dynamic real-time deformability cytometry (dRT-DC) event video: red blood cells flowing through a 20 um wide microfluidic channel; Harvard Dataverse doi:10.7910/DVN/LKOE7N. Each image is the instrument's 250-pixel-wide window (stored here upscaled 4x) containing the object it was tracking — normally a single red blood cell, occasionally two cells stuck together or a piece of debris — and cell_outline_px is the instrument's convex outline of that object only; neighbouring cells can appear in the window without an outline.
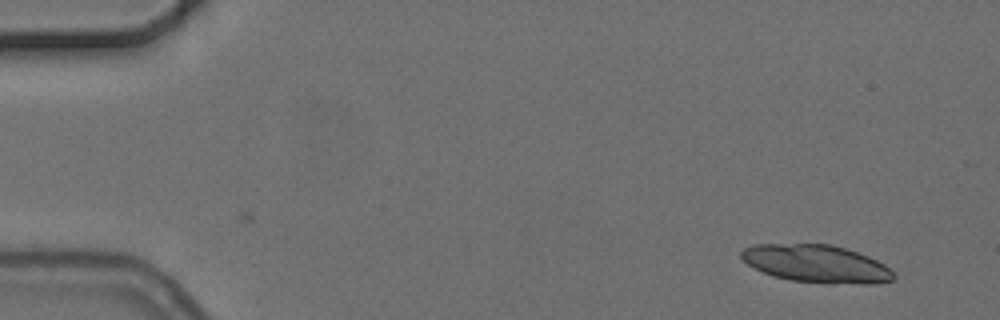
{"species": "common noctule bat (a hibernating species)", "species_latin": "Nyctalus noctula", "temperature_condition": "cold", "stored_images_in_passage": 9, "segment_of_instrument_passage": [1, 2], "camera_frame_rate_fps": 3000, "um_per_image_px": 0.085, "animal": {"sex": "female", "body_mass_g": 24.6, "forearm_length_mm": 56.2}, "frame": {"image": 1, "passage_image": 1, "time_ms": 0.0, "image_size_px": [1000, 320], "cell_outline_px": [[896, 276], [892, 280], [872, 284], [828, 284], [792, 280], [776, 276], [764, 272], [748, 264], [740, 256], [740, 252], [744, 248], [756, 244], [832, 244], [868, 256], [884, 264]], "centroid_in_image_um": [69.41, 22.42], "position_along_channel_um": 15.6, "area_um2": 33.29}}